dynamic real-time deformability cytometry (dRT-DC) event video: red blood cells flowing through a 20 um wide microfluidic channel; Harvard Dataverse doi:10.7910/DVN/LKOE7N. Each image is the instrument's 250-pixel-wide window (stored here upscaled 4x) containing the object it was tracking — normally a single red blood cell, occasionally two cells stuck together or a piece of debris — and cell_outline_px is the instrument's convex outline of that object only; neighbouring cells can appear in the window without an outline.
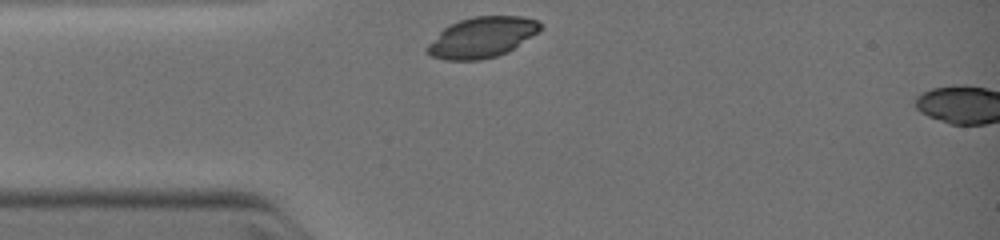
{"species": "common noctule bat (a hibernating species)", "species_latin": "Nyctalus noctula", "temperature_condition": "warm", "stored_images_in_passage": 2, "segment_of_instrument_passage": [1, 2], "camera_frame_rate_fps": 3000, "um_per_image_px": 0.085, "animal": {"sex": "female", "body_mass_g": 19.0, "forearm_length_mm": 51.5}, "frame": {"image": 1, "passage_image": 1, "time_ms": 0.0, "image_size_px": [1000, 240], "cell_outline_px": [[540, 28], [536, 32], [512, 48], [496, 56], [480, 60], [444, 60], [432, 56], [424, 52], [424, 48], [448, 24], [472, 16], [520, 16], [536, 20], [540, 24]], "centroid_in_image_um": [40.87, 3.17], "position_along_channel_um": 44.1, "area_um2": 26.3}}